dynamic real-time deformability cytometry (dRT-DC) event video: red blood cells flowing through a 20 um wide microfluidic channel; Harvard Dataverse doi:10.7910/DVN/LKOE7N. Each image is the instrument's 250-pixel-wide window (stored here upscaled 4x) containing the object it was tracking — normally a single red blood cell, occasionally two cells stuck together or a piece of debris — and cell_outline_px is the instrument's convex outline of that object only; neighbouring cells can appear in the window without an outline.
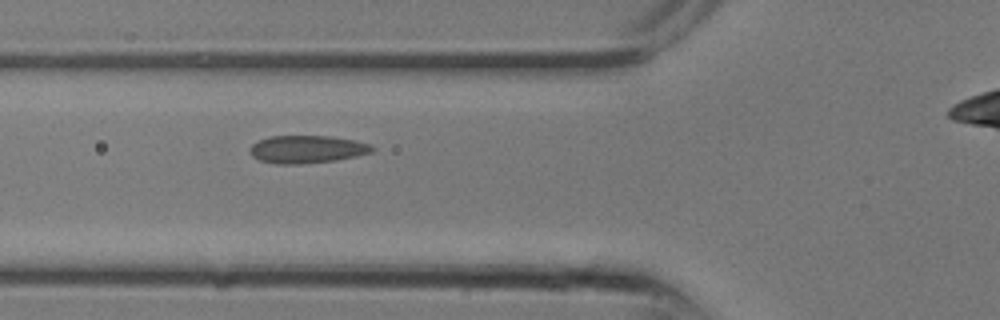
{"species": "common noctule bat (a hibernating species)", "species_latin": "Nyctalus noctula", "temperature_condition": "room temperature", "stored_images_in_passage": 2, "camera_frame_rate_fps": 3000, "um_per_image_px": 0.085, "animal": {"sex": "male", "body_mass_g": 13.3}, "frame": {"image": 1, "passage_image": 2, "time_ms": 0.333, "image_size_px": [1000, 320], "cell_outline_px": [[376, 148], [372, 152], [356, 156], [336, 160], [300, 164], [276, 164], [260, 160], [252, 156], [248, 152], [252, 144], [260, 140], [272, 136], [332, 136], [356, 140], [372, 144]], "centroid_in_image_um": [26.13, 12.68], "position_along_channel_um": 99.7, "area_um2": 19.88}}